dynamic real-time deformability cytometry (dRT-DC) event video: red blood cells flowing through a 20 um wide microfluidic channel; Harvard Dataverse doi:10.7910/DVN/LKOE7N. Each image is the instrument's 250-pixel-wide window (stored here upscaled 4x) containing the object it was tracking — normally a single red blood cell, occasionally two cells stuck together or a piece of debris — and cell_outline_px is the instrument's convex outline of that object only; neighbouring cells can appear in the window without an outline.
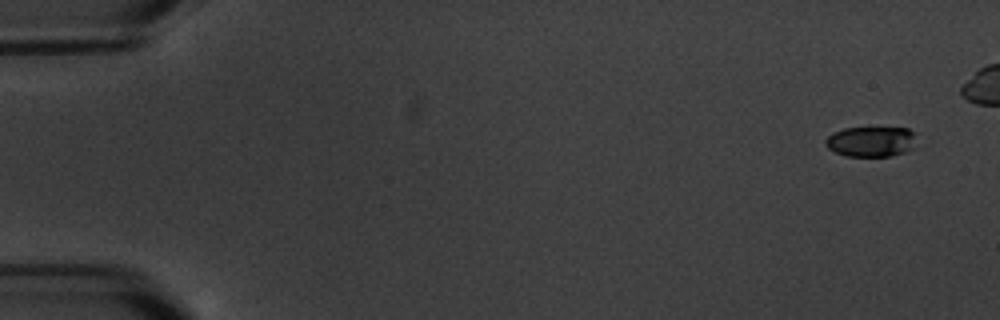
{"species": "common noctule bat (a hibernating species)", "species_latin": "Nyctalus noctula", "temperature_condition": "warm", "stored_images_in_passage": 5, "camera_frame_rate_fps": 3000, "um_per_image_px": 0.085, "animal": {"sex": "male", "body_mass_g": 20.1, "forearm_length_mm": 53.5}, "frame": {"image": 1, "passage_image": 1, "time_ms": 0.0, "image_size_px": [1000, 320], "cell_outline_px": [[916, 148], [892, 156], [848, 156], [836, 152], [828, 148], [824, 144], [824, 140], [828, 136], [844, 128], [908, 128], [912, 132]], "centroid_in_image_um": [74.04, 12.04], "position_along_channel_um": 11.0, "area_um2": 15.95}}